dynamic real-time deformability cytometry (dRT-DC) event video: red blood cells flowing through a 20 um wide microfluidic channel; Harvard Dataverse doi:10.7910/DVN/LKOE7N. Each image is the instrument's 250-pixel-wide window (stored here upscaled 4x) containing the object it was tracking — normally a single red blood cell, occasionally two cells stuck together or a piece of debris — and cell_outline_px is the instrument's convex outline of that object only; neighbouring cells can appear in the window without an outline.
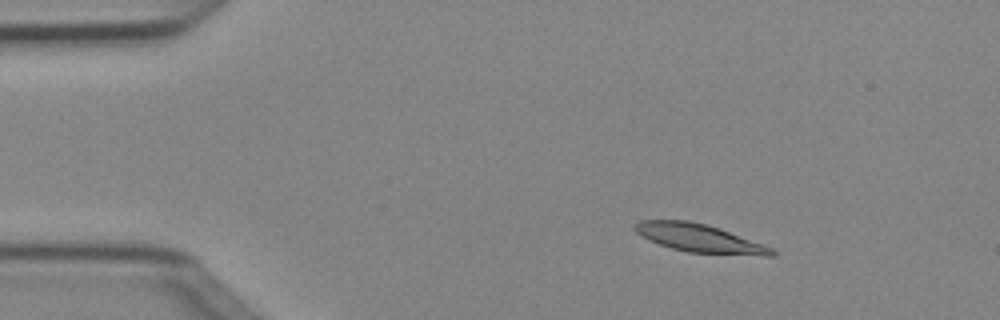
{"species": "Egyptian fruit bat (a non-hibernating species)", "species_latin": "Rousettus aegyptiacus", "temperature_condition": "cold", "stored_images_in_passage": 4, "camera_frame_rate_fps": 3000, "um_per_image_px": 0.085, "animal": {"sex": "female"}, "frame": {"image": 1, "passage_image": 2, "time_ms": 0.333, "image_size_px": [1000, 320], "cell_outline_px": [[776, 256], [764, 256], [688, 252], [672, 248], [648, 240], [640, 236], [632, 228], [632, 224], [640, 220], [688, 220], [720, 228], [764, 244], [772, 248], [776, 252]], "centroid_in_image_um": [59.44, 20.24], "position_along_channel_um": 25.6, "area_um2": 22.66}}
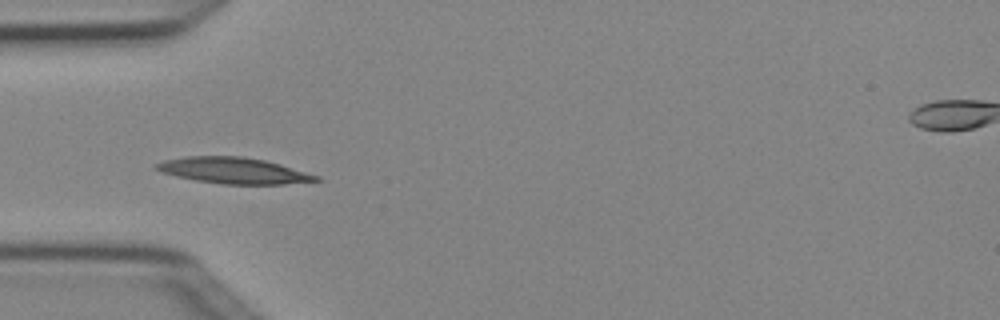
{"frame": {"image": 2, "passage_image": 4, "time_ms": 1.0, "image_size_px": [1000, 320], "cell_outline_px": [[320, 180], [284, 184], [220, 184], [196, 180], [176, 176], [152, 168], [156, 164], [164, 160], [184, 156], [244, 156], [264, 160], [280, 164], [320, 176]], "centroid_in_image_um": [19.84, 14.49], "position_along_channel_um": 65.2, "area_um2": 24.22}}